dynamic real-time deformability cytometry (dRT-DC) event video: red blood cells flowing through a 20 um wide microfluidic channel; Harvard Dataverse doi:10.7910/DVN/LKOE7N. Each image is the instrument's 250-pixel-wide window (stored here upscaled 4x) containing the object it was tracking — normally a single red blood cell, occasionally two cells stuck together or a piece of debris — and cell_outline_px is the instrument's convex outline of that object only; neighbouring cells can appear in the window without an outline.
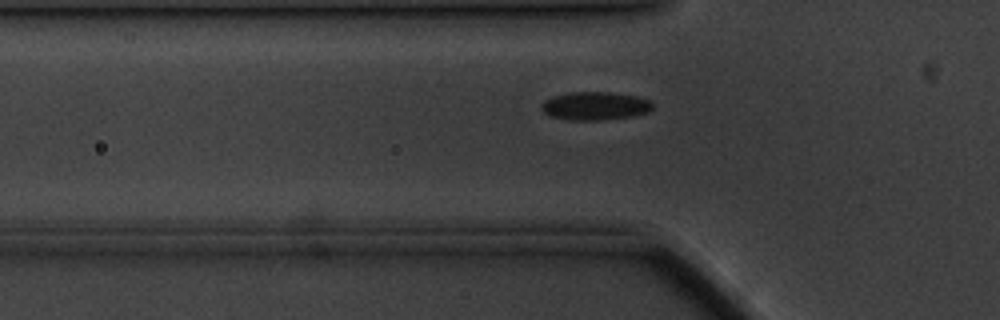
{"species": "common noctule bat (a hibernating species)", "species_latin": "Nyctalus noctula", "temperature_condition": "cold", "stored_images_in_passage": 27, "camera_frame_rate_fps": 3000, "um_per_image_px": 0.085, "animal": {"sex": "male", "body_mass_g": 20.1, "forearm_length_mm": 53.5}, "frame": {"image": 1, "passage_image": 4, "time_ms": 1.0, "image_size_px": [1000, 320], "cell_outline_px": [[652, 108], [648, 112], [632, 116], [604, 120], [572, 120], [552, 116], [544, 112], [540, 108], [540, 104], [544, 100], [552, 96], [572, 92], [608, 92], [636, 96], [652, 100]], "centroid_in_image_um": [50.58, 9.0], "position_along_channel_um": 75.2, "area_um2": 18.32}}
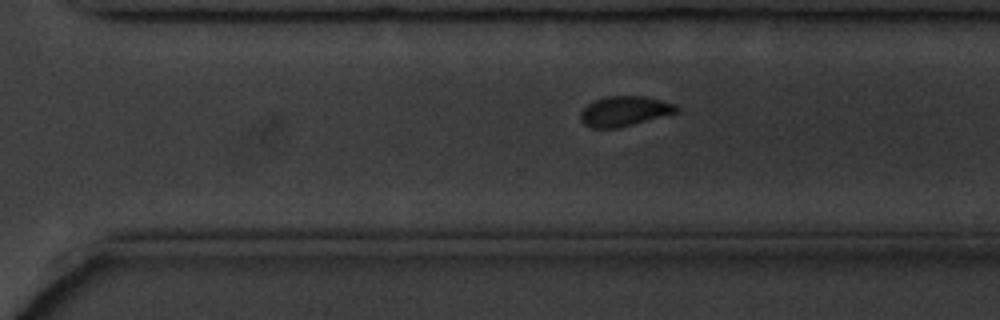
{"frame": {"image": 2, "passage_image": 25, "time_ms": 8.0, "image_size_px": [1000, 320], "cell_outline_px": [[680, 108], [676, 112], [620, 128], [592, 128], [584, 124], [580, 120], [580, 112], [588, 104], [596, 100], [608, 96], [644, 96], [676, 104]], "centroid_in_image_um": [53.06, 9.45], "position_along_channel_um": 317.5, "area_um2": 16.65}, "authors_computed_cell_mechanics": {"area_um2": 18.2648, "velocity_mm_per_s": 3.4551, "shape_relaxation_time_tau1_ms": 11.3763, "shape_relaxation_time_tau2_ms": 2.3702, "deformation_change_tau1": 0.2313, "deformation_change_tau2": 0.0584}}